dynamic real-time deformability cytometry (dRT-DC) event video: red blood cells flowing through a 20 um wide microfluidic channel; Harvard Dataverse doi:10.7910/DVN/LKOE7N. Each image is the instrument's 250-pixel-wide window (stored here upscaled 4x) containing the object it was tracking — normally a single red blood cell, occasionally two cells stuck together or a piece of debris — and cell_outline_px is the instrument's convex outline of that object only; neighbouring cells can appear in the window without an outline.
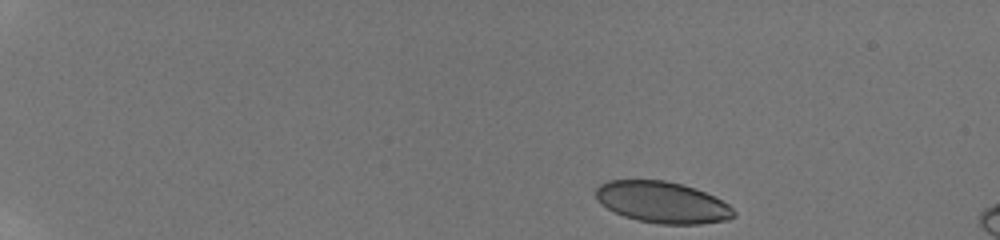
{"species": "human", "species_latin": "Homo sapiens", "temperature_condition": "room temperature", "stored_images_in_passage": 41, "camera_frame_rate_fps": 3000, "um_per_image_px": 0.085, "donor": {"sex": "male"}, "frame": {"image": 1, "passage_image": 1, "time_ms": 0.0, "image_size_px": [1000, 240], "cell_outline_px": [[736, 216], [728, 220], [700, 224], [660, 224], [636, 220], [624, 216], [600, 204], [596, 200], [596, 188], [600, 184], [608, 180], [664, 180], [680, 184], [704, 192], [728, 204], [736, 212]], "centroid_in_image_um": [56.28, 17.2], "position_along_channel_um": 28.7, "area_um2": 33.18}}
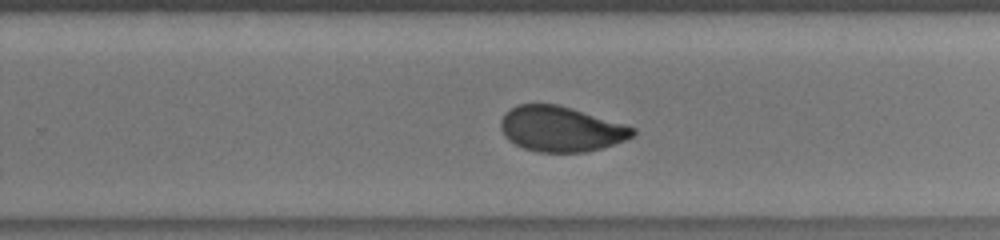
{"frame": {"image": 2, "passage_image": 30, "time_ms": 9.667, "image_size_px": [1000, 240], "cell_outline_px": [[636, 132], [632, 136], [624, 140], [600, 148], [584, 152], [536, 152], [524, 148], [508, 140], [504, 136], [500, 128], [500, 120], [504, 112], [516, 104], [556, 104], [572, 108], [624, 124], [636, 128]], "centroid_in_image_um": [47.62, 10.95], "position_along_channel_um": 282.2, "area_um2": 34.8}}
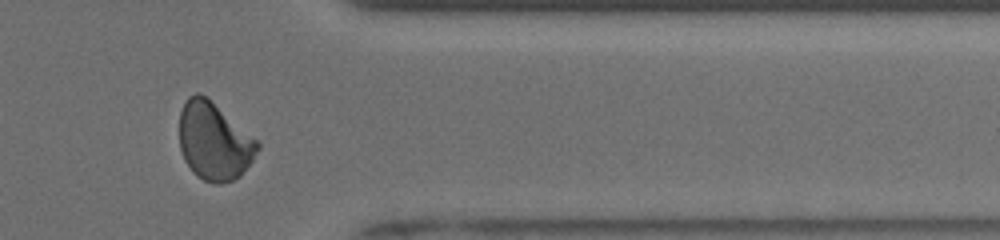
{"frame": {"image": 3, "passage_image": 37, "time_ms": 12.0, "image_size_px": [1000, 240], "cell_outline_px": [[260, 148], [252, 160], [240, 176], [232, 180], [220, 184], [212, 184], [196, 176], [192, 172], [184, 160], [180, 148], [180, 112], [188, 96], [196, 92], [204, 96], [260, 140]], "centroid_in_image_um": [18.21, 12.04], "position_along_channel_um": 393.2, "area_um2": 35.43}, "authors_computed_cell_mechanics": {"area_um2": 35.258, "velocity_mm_per_s": 3.8652, "shape_relaxation_time_tau1_ms": 7.2569, "shape_relaxation_time_tau2_ms": 0.8805, "deformation_change_tau1": 0.1961, "deformation_change_tau2": 0.0616}}